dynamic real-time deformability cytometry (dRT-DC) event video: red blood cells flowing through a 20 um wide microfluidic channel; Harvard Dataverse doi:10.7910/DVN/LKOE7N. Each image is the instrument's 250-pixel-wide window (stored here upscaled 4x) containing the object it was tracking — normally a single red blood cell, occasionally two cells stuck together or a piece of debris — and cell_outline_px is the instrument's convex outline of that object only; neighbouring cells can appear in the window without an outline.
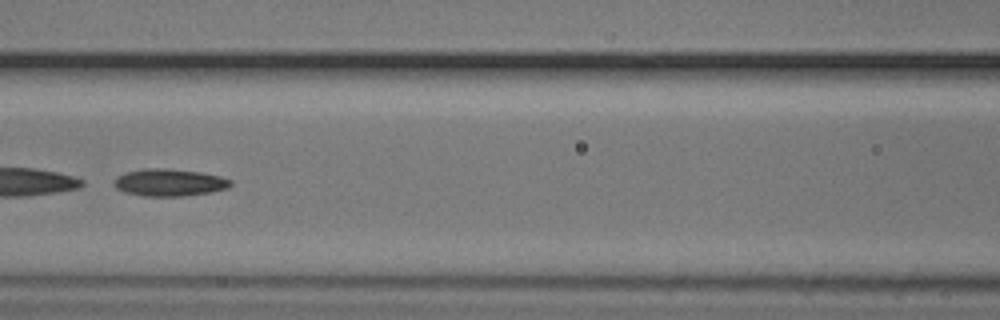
{"species": "common noctule bat (a hibernating species)", "species_latin": "Nyctalus noctula", "temperature_condition": "cold", "stored_images_in_passage": 41, "camera_frame_rate_fps": 3000, "um_per_image_px": 0.085, "animal": {"sex": "male", "body_mass_g": 20.5, "forearm_length_mm": 52.5}, "frame": {"image": 1, "passage_image": 12, "time_ms": 3.667, "image_size_px": [1000, 320], "cell_outline_px": [[232, 184], [228, 188], [212, 192], [184, 196], [144, 196], [124, 192], [116, 188], [112, 184], [112, 180], [116, 176], [124, 172], [144, 168], [168, 168], [200, 172], [220, 176], [232, 180]], "centroid_in_image_um": [14.36, 15.51], "position_along_channel_um": 152.2, "area_um2": 18.84}, "authors_computed_cell_mechanics": {"area_um2": 18.3804, "velocity_mm_per_s": 3.7242, "shape_relaxation_time_tau1_ms": 5.2467, "shape_relaxation_time_tau2_ms": 6.9326, "deformation_change_tau1": 0.1458, "deformation_change_tau2": 0.1656}}